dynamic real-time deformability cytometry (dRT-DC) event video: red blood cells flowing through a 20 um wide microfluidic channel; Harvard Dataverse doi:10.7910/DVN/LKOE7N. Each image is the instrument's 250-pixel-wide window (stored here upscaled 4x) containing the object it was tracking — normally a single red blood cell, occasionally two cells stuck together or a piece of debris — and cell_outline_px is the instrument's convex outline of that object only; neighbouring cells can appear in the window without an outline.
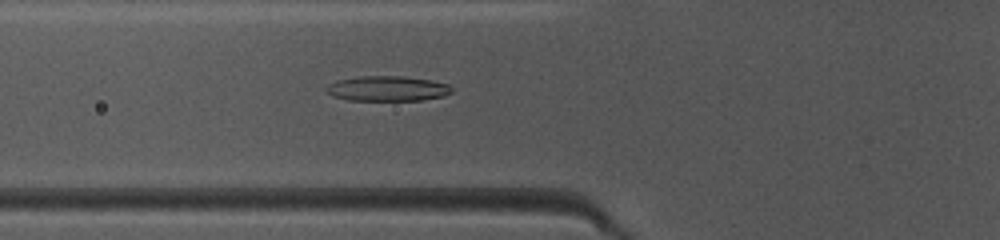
{"species": "common noctule bat (a hibernating species)", "species_latin": "Nyctalus noctula", "temperature_condition": "warm", "stored_images_in_passage": 48, "camera_frame_rate_fps": 3000, "um_per_image_px": 0.085, "animal": {"sex": "female", "body_mass_g": 10.0, "forearm_length_mm": 53.1}, "frame": {"image": 1, "passage_image": 18, "time_ms": 5.667, "image_size_px": [1000, 240], "cell_outline_px": [[452, 92], [444, 96], [420, 100], [348, 100], [332, 96], [324, 88], [328, 84], [336, 80], [360, 76], [404, 76], [428, 80], [448, 84], [452, 88]], "centroid_in_image_um": [32.89, 7.52], "position_along_channel_um": 92.9, "area_um2": 18.32}}
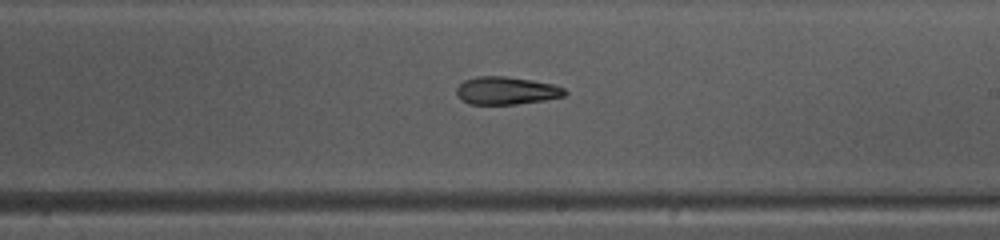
{"frame": {"image": 2, "passage_image": 29, "time_ms": 9.333, "image_size_px": [1000, 240], "cell_outline_px": [[568, 92], [564, 96], [544, 100], [516, 104], [468, 104], [460, 100], [456, 92], [456, 88], [464, 80], [476, 76], [504, 76], [532, 80], [552, 84], [564, 88]], "centroid_in_image_um": [43.01, 7.7], "position_along_channel_um": 246.0, "area_um2": 17.57}}
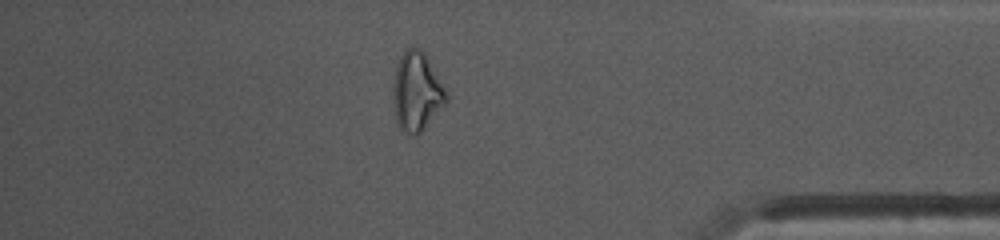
{"frame": {"image": 3, "passage_image": 42, "time_ms": 13.667, "image_size_px": [1000, 240], "cell_outline_px": [[448, 100], [420, 132], [416, 136], [404, 132], [400, 128], [396, 120], [392, 92], [392, 84], [396, 68], [400, 56], [404, 48], [416, 48], [424, 52], [444, 88], [448, 96]], "centroid_in_image_um": [35.38, 7.79], "position_along_channel_um": 399.8, "area_um2": 24.04}, "authors_computed_cell_mechanics": {"area_um2": 18.8717, "velocity_mm_per_s": 4.1552, "shape_relaxation_time_tau1_ms": 11.1879, "shape_relaxation_time_tau2_ms": 7.8612, "deformation_change_tau1": 0.2833, "deformation_change_tau2": 0.2}}